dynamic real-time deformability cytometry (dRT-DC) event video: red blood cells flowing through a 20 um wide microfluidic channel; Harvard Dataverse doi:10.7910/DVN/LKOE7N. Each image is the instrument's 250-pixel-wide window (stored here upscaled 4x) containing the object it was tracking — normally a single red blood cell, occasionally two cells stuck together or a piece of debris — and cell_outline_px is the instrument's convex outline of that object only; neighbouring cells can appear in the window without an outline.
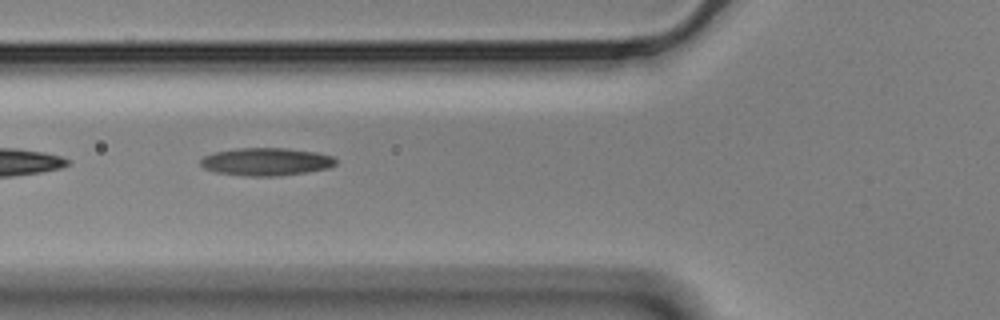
{"species": "Egyptian fruit bat (a non-hibernating species)", "species_latin": "Rousettus aegyptiacus", "temperature_condition": "cold", "stored_images_in_passage": 14, "camera_frame_rate_fps": 3000, "um_per_image_px": 0.085, "animal": {"sex": "male"}, "frame": {"image": 1, "passage_image": 5, "time_ms": 1.333, "image_size_px": [1000, 320], "cell_outline_px": [[336, 164], [328, 168], [308, 172], [276, 176], [244, 176], [216, 172], [204, 168], [200, 164], [200, 160], [204, 156], [212, 152], [236, 148], [288, 148], [316, 152], [332, 156], [336, 160]], "centroid_in_image_um": [22.6, 13.74], "position_along_channel_um": 103.2, "area_um2": 22.02}}
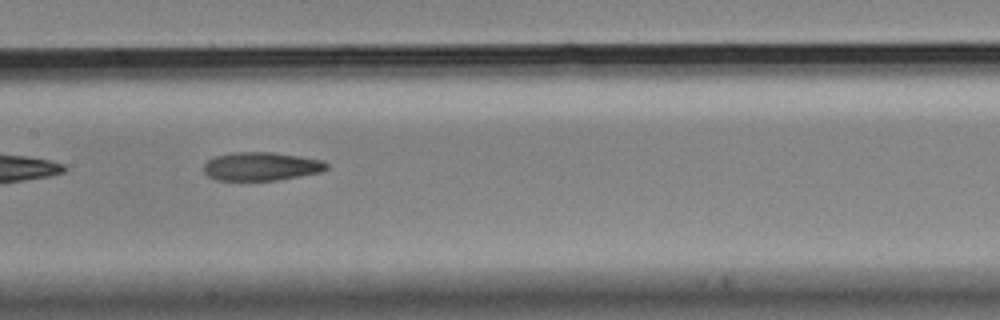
{"frame": {"image": 2, "passage_image": 12, "time_ms": 3.667, "image_size_px": [1000, 320], "cell_outline_px": [[328, 168], [320, 172], [276, 180], [216, 180], [208, 176], [204, 172], [204, 164], [208, 160], [216, 156], [236, 152], [272, 152], [324, 160], [328, 164]], "centroid_in_image_um": [22.2, 14.14], "position_along_channel_um": 185.2, "area_um2": 20.23}}